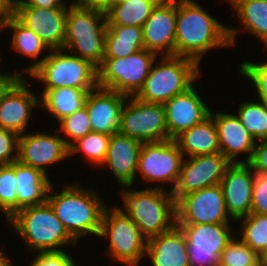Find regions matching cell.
<instances>
[{
	"mask_svg": "<svg viewBox=\"0 0 267 266\" xmlns=\"http://www.w3.org/2000/svg\"><path fill=\"white\" fill-rule=\"evenodd\" d=\"M6 223L21 236L30 252L65 251L63 247L66 245L78 243L57 218L47 201L18 210Z\"/></svg>",
	"mask_w": 267,
	"mask_h": 266,
	"instance_id": "3",
	"label": "cell"
},
{
	"mask_svg": "<svg viewBox=\"0 0 267 266\" xmlns=\"http://www.w3.org/2000/svg\"><path fill=\"white\" fill-rule=\"evenodd\" d=\"M15 162L0 165V212L6 221L17 212Z\"/></svg>",
	"mask_w": 267,
	"mask_h": 266,
	"instance_id": "35",
	"label": "cell"
},
{
	"mask_svg": "<svg viewBox=\"0 0 267 266\" xmlns=\"http://www.w3.org/2000/svg\"><path fill=\"white\" fill-rule=\"evenodd\" d=\"M177 0H161L142 26L144 48L175 56Z\"/></svg>",
	"mask_w": 267,
	"mask_h": 266,
	"instance_id": "17",
	"label": "cell"
},
{
	"mask_svg": "<svg viewBox=\"0 0 267 266\" xmlns=\"http://www.w3.org/2000/svg\"><path fill=\"white\" fill-rule=\"evenodd\" d=\"M254 180L249 163H231L225 171L220 186L227 211L235 221L251 214Z\"/></svg>",
	"mask_w": 267,
	"mask_h": 266,
	"instance_id": "19",
	"label": "cell"
},
{
	"mask_svg": "<svg viewBox=\"0 0 267 266\" xmlns=\"http://www.w3.org/2000/svg\"><path fill=\"white\" fill-rule=\"evenodd\" d=\"M161 0H119L107 12V25L140 26Z\"/></svg>",
	"mask_w": 267,
	"mask_h": 266,
	"instance_id": "31",
	"label": "cell"
},
{
	"mask_svg": "<svg viewBox=\"0 0 267 266\" xmlns=\"http://www.w3.org/2000/svg\"><path fill=\"white\" fill-rule=\"evenodd\" d=\"M236 12L241 29L267 44V0H225Z\"/></svg>",
	"mask_w": 267,
	"mask_h": 266,
	"instance_id": "30",
	"label": "cell"
},
{
	"mask_svg": "<svg viewBox=\"0 0 267 266\" xmlns=\"http://www.w3.org/2000/svg\"><path fill=\"white\" fill-rule=\"evenodd\" d=\"M1 57V56H0ZM0 62H1V60H0ZM0 66L2 67V64H0ZM1 67H0V75H11V73L9 72H1L2 70H1Z\"/></svg>",
	"mask_w": 267,
	"mask_h": 266,
	"instance_id": "49",
	"label": "cell"
},
{
	"mask_svg": "<svg viewBox=\"0 0 267 266\" xmlns=\"http://www.w3.org/2000/svg\"><path fill=\"white\" fill-rule=\"evenodd\" d=\"M187 240L190 266H219V257L235 236L232 224H176Z\"/></svg>",
	"mask_w": 267,
	"mask_h": 266,
	"instance_id": "13",
	"label": "cell"
},
{
	"mask_svg": "<svg viewBox=\"0 0 267 266\" xmlns=\"http://www.w3.org/2000/svg\"><path fill=\"white\" fill-rule=\"evenodd\" d=\"M26 78L12 76L0 89V127L19 136L26 133L33 119L32 109L40 108V98L28 88Z\"/></svg>",
	"mask_w": 267,
	"mask_h": 266,
	"instance_id": "14",
	"label": "cell"
},
{
	"mask_svg": "<svg viewBox=\"0 0 267 266\" xmlns=\"http://www.w3.org/2000/svg\"><path fill=\"white\" fill-rule=\"evenodd\" d=\"M174 140L184 158L220 153L217 128L210 115L201 123L183 131Z\"/></svg>",
	"mask_w": 267,
	"mask_h": 266,
	"instance_id": "26",
	"label": "cell"
},
{
	"mask_svg": "<svg viewBox=\"0 0 267 266\" xmlns=\"http://www.w3.org/2000/svg\"><path fill=\"white\" fill-rule=\"evenodd\" d=\"M231 162L221 153L184 158L172 191L175 201L182 195L220 184Z\"/></svg>",
	"mask_w": 267,
	"mask_h": 266,
	"instance_id": "15",
	"label": "cell"
},
{
	"mask_svg": "<svg viewBox=\"0 0 267 266\" xmlns=\"http://www.w3.org/2000/svg\"><path fill=\"white\" fill-rule=\"evenodd\" d=\"M142 142L120 132L111 135L104 165L110 168L120 186L135 185Z\"/></svg>",
	"mask_w": 267,
	"mask_h": 266,
	"instance_id": "22",
	"label": "cell"
},
{
	"mask_svg": "<svg viewBox=\"0 0 267 266\" xmlns=\"http://www.w3.org/2000/svg\"><path fill=\"white\" fill-rule=\"evenodd\" d=\"M238 29L218 21L194 0H177L175 56L201 65L207 51L233 47Z\"/></svg>",
	"mask_w": 267,
	"mask_h": 266,
	"instance_id": "1",
	"label": "cell"
},
{
	"mask_svg": "<svg viewBox=\"0 0 267 266\" xmlns=\"http://www.w3.org/2000/svg\"><path fill=\"white\" fill-rule=\"evenodd\" d=\"M262 62L244 60L241 62L239 72L254 84L257 99L267 103V63Z\"/></svg>",
	"mask_w": 267,
	"mask_h": 266,
	"instance_id": "38",
	"label": "cell"
},
{
	"mask_svg": "<svg viewBox=\"0 0 267 266\" xmlns=\"http://www.w3.org/2000/svg\"><path fill=\"white\" fill-rule=\"evenodd\" d=\"M15 176L17 180V211L47 201L49 188L53 185L48 176L19 161L15 162Z\"/></svg>",
	"mask_w": 267,
	"mask_h": 266,
	"instance_id": "25",
	"label": "cell"
},
{
	"mask_svg": "<svg viewBox=\"0 0 267 266\" xmlns=\"http://www.w3.org/2000/svg\"><path fill=\"white\" fill-rule=\"evenodd\" d=\"M237 221L242 222L239 227L240 240L259 255L267 248V215L251 213Z\"/></svg>",
	"mask_w": 267,
	"mask_h": 266,
	"instance_id": "34",
	"label": "cell"
},
{
	"mask_svg": "<svg viewBox=\"0 0 267 266\" xmlns=\"http://www.w3.org/2000/svg\"><path fill=\"white\" fill-rule=\"evenodd\" d=\"M58 125L57 130L68 147L92 131L86 106L60 120Z\"/></svg>",
	"mask_w": 267,
	"mask_h": 266,
	"instance_id": "36",
	"label": "cell"
},
{
	"mask_svg": "<svg viewBox=\"0 0 267 266\" xmlns=\"http://www.w3.org/2000/svg\"><path fill=\"white\" fill-rule=\"evenodd\" d=\"M158 55L147 49L124 58L103 59L98 70V87L135 96L143 87Z\"/></svg>",
	"mask_w": 267,
	"mask_h": 266,
	"instance_id": "9",
	"label": "cell"
},
{
	"mask_svg": "<svg viewBox=\"0 0 267 266\" xmlns=\"http://www.w3.org/2000/svg\"><path fill=\"white\" fill-rule=\"evenodd\" d=\"M68 7L44 9L15 6L14 16L31 29L50 50L63 49Z\"/></svg>",
	"mask_w": 267,
	"mask_h": 266,
	"instance_id": "18",
	"label": "cell"
},
{
	"mask_svg": "<svg viewBox=\"0 0 267 266\" xmlns=\"http://www.w3.org/2000/svg\"><path fill=\"white\" fill-rule=\"evenodd\" d=\"M12 77V75H0V89Z\"/></svg>",
	"mask_w": 267,
	"mask_h": 266,
	"instance_id": "48",
	"label": "cell"
},
{
	"mask_svg": "<svg viewBox=\"0 0 267 266\" xmlns=\"http://www.w3.org/2000/svg\"><path fill=\"white\" fill-rule=\"evenodd\" d=\"M196 83L184 93L175 95L163 104L166 115L168 139H175L183 131L201 123L211 108L200 97Z\"/></svg>",
	"mask_w": 267,
	"mask_h": 266,
	"instance_id": "20",
	"label": "cell"
},
{
	"mask_svg": "<svg viewBox=\"0 0 267 266\" xmlns=\"http://www.w3.org/2000/svg\"><path fill=\"white\" fill-rule=\"evenodd\" d=\"M237 111L243 127L256 141L267 139V103L261 100L244 101Z\"/></svg>",
	"mask_w": 267,
	"mask_h": 266,
	"instance_id": "32",
	"label": "cell"
},
{
	"mask_svg": "<svg viewBox=\"0 0 267 266\" xmlns=\"http://www.w3.org/2000/svg\"><path fill=\"white\" fill-rule=\"evenodd\" d=\"M9 258L10 257L3 252V249H0V266H13L14 263H12Z\"/></svg>",
	"mask_w": 267,
	"mask_h": 266,
	"instance_id": "46",
	"label": "cell"
},
{
	"mask_svg": "<svg viewBox=\"0 0 267 266\" xmlns=\"http://www.w3.org/2000/svg\"><path fill=\"white\" fill-rule=\"evenodd\" d=\"M12 29V41L10 43L13 51L22 54L26 58L34 59V62L21 71L17 69L12 71V76H26L30 74L37 67V60L41 53L46 49L47 53L50 49L46 44L36 35L31 29L22 24L15 16H12L6 23L0 27L2 29ZM23 71V72H22ZM27 72V73H26ZM25 74V75H22Z\"/></svg>",
	"mask_w": 267,
	"mask_h": 266,
	"instance_id": "27",
	"label": "cell"
},
{
	"mask_svg": "<svg viewBox=\"0 0 267 266\" xmlns=\"http://www.w3.org/2000/svg\"><path fill=\"white\" fill-rule=\"evenodd\" d=\"M144 49L140 26L107 25L103 59L124 58Z\"/></svg>",
	"mask_w": 267,
	"mask_h": 266,
	"instance_id": "29",
	"label": "cell"
},
{
	"mask_svg": "<svg viewBox=\"0 0 267 266\" xmlns=\"http://www.w3.org/2000/svg\"><path fill=\"white\" fill-rule=\"evenodd\" d=\"M88 92L68 87L43 89L40 92V107L59 122L85 106Z\"/></svg>",
	"mask_w": 267,
	"mask_h": 266,
	"instance_id": "28",
	"label": "cell"
},
{
	"mask_svg": "<svg viewBox=\"0 0 267 266\" xmlns=\"http://www.w3.org/2000/svg\"><path fill=\"white\" fill-rule=\"evenodd\" d=\"M54 190L51 185L47 202L69 234L77 242L84 236L98 237L107 205L102 195H98L94 188H83L78 182L65 184L58 194Z\"/></svg>",
	"mask_w": 267,
	"mask_h": 266,
	"instance_id": "2",
	"label": "cell"
},
{
	"mask_svg": "<svg viewBox=\"0 0 267 266\" xmlns=\"http://www.w3.org/2000/svg\"><path fill=\"white\" fill-rule=\"evenodd\" d=\"M209 115L213 118L217 128L220 153L231 163H249L253 156L256 140L243 127L236 113L210 110ZM241 152L245 153L247 157L244 158L245 160L239 159V156L242 155Z\"/></svg>",
	"mask_w": 267,
	"mask_h": 266,
	"instance_id": "21",
	"label": "cell"
},
{
	"mask_svg": "<svg viewBox=\"0 0 267 266\" xmlns=\"http://www.w3.org/2000/svg\"><path fill=\"white\" fill-rule=\"evenodd\" d=\"M106 30L105 12L69 3L63 49L98 68L105 54Z\"/></svg>",
	"mask_w": 267,
	"mask_h": 266,
	"instance_id": "5",
	"label": "cell"
},
{
	"mask_svg": "<svg viewBox=\"0 0 267 266\" xmlns=\"http://www.w3.org/2000/svg\"><path fill=\"white\" fill-rule=\"evenodd\" d=\"M183 160V153L173 139L144 142L139 153L136 178L139 175L148 184L158 182L159 185L154 186L158 189H165L160 182L172 184L169 189L172 192L178 182Z\"/></svg>",
	"mask_w": 267,
	"mask_h": 266,
	"instance_id": "10",
	"label": "cell"
},
{
	"mask_svg": "<svg viewBox=\"0 0 267 266\" xmlns=\"http://www.w3.org/2000/svg\"><path fill=\"white\" fill-rule=\"evenodd\" d=\"M67 3L64 0H15V6L40 7L44 9L68 7Z\"/></svg>",
	"mask_w": 267,
	"mask_h": 266,
	"instance_id": "43",
	"label": "cell"
},
{
	"mask_svg": "<svg viewBox=\"0 0 267 266\" xmlns=\"http://www.w3.org/2000/svg\"><path fill=\"white\" fill-rule=\"evenodd\" d=\"M108 240L111 259L125 266H139L146 255L147 239L121 206H105L99 236Z\"/></svg>",
	"mask_w": 267,
	"mask_h": 266,
	"instance_id": "8",
	"label": "cell"
},
{
	"mask_svg": "<svg viewBox=\"0 0 267 266\" xmlns=\"http://www.w3.org/2000/svg\"><path fill=\"white\" fill-rule=\"evenodd\" d=\"M15 0H0V27L14 16Z\"/></svg>",
	"mask_w": 267,
	"mask_h": 266,
	"instance_id": "45",
	"label": "cell"
},
{
	"mask_svg": "<svg viewBox=\"0 0 267 266\" xmlns=\"http://www.w3.org/2000/svg\"><path fill=\"white\" fill-rule=\"evenodd\" d=\"M251 213L267 215V174L255 173Z\"/></svg>",
	"mask_w": 267,
	"mask_h": 266,
	"instance_id": "40",
	"label": "cell"
},
{
	"mask_svg": "<svg viewBox=\"0 0 267 266\" xmlns=\"http://www.w3.org/2000/svg\"><path fill=\"white\" fill-rule=\"evenodd\" d=\"M111 135L91 131L69 147V157L81 152L85 161L99 167L103 164Z\"/></svg>",
	"mask_w": 267,
	"mask_h": 266,
	"instance_id": "33",
	"label": "cell"
},
{
	"mask_svg": "<svg viewBox=\"0 0 267 266\" xmlns=\"http://www.w3.org/2000/svg\"><path fill=\"white\" fill-rule=\"evenodd\" d=\"M249 164L255 173L267 174V139L256 141Z\"/></svg>",
	"mask_w": 267,
	"mask_h": 266,
	"instance_id": "42",
	"label": "cell"
},
{
	"mask_svg": "<svg viewBox=\"0 0 267 266\" xmlns=\"http://www.w3.org/2000/svg\"><path fill=\"white\" fill-rule=\"evenodd\" d=\"M176 224H231L220 184L180 196L175 201Z\"/></svg>",
	"mask_w": 267,
	"mask_h": 266,
	"instance_id": "12",
	"label": "cell"
},
{
	"mask_svg": "<svg viewBox=\"0 0 267 266\" xmlns=\"http://www.w3.org/2000/svg\"><path fill=\"white\" fill-rule=\"evenodd\" d=\"M145 256L150 258L152 266H190L187 240L177 225L149 238Z\"/></svg>",
	"mask_w": 267,
	"mask_h": 266,
	"instance_id": "24",
	"label": "cell"
},
{
	"mask_svg": "<svg viewBox=\"0 0 267 266\" xmlns=\"http://www.w3.org/2000/svg\"><path fill=\"white\" fill-rule=\"evenodd\" d=\"M261 265L259 255L234 236L223 249L219 257V266H253Z\"/></svg>",
	"mask_w": 267,
	"mask_h": 266,
	"instance_id": "37",
	"label": "cell"
},
{
	"mask_svg": "<svg viewBox=\"0 0 267 266\" xmlns=\"http://www.w3.org/2000/svg\"><path fill=\"white\" fill-rule=\"evenodd\" d=\"M156 61L143 87L135 95L137 99L165 104L175 95L184 93L192 87L201 75L199 64L190 58L160 56Z\"/></svg>",
	"mask_w": 267,
	"mask_h": 266,
	"instance_id": "6",
	"label": "cell"
},
{
	"mask_svg": "<svg viewBox=\"0 0 267 266\" xmlns=\"http://www.w3.org/2000/svg\"><path fill=\"white\" fill-rule=\"evenodd\" d=\"M123 188L125 189L119 192L123 199L122 209L147 240L168 232L176 225L175 199L172 192L154 188L152 185L146 189L135 190L131 185Z\"/></svg>",
	"mask_w": 267,
	"mask_h": 266,
	"instance_id": "4",
	"label": "cell"
},
{
	"mask_svg": "<svg viewBox=\"0 0 267 266\" xmlns=\"http://www.w3.org/2000/svg\"><path fill=\"white\" fill-rule=\"evenodd\" d=\"M18 138L16 133L0 127V165L18 161Z\"/></svg>",
	"mask_w": 267,
	"mask_h": 266,
	"instance_id": "39",
	"label": "cell"
},
{
	"mask_svg": "<svg viewBox=\"0 0 267 266\" xmlns=\"http://www.w3.org/2000/svg\"><path fill=\"white\" fill-rule=\"evenodd\" d=\"M28 76L41 81L43 89L68 87L91 91L98 87L97 67L64 49L50 50L39 57L37 67Z\"/></svg>",
	"mask_w": 267,
	"mask_h": 266,
	"instance_id": "7",
	"label": "cell"
},
{
	"mask_svg": "<svg viewBox=\"0 0 267 266\" xmlns=\"http://www.w3.org/2000/svg\"><path fill=\"white\" fill-rule=\"evenodd\" d=\"M29 266H78L71 254L66 251L39 252Z\"/></svg>",
	"mask_w": 267,
	"mask_h": 266,
	"instance_id": "41",
	"label": "cell"
},
{
	"mask_svg": "<svg viewBox=\"0 0 267 266\" xmlns=\"http://www.w3.org/2000/svg\"><path fill=\"white\" fill-rule=\"evenodd\" d=\"M259 263L261 266H267V248L259 254Z\"/></svg>",
	"mask_w": 267,
	"mask_h": 266,
	"instance_id": "47",
	"label": "cell"
},
{
	"mask_svg": "<svg viewBox=\"0 0 267 266\" xmlns=\"http://www.w3.org/2000/svg\"><path fill=\"white\" fill-rule=\"evenodd\" d=\"M118 1L119 0H73V2L70 3L106 13Z\"/></svg>",
	"mask_w": 267,
	"mask_h": 266,
	"instance_id": "44",
	"label": "cell"
},
{
	"mask_svg": "<svg viewBox=\"0 0 267 266\" xmlns=\"http://www.w3.org/2000/svg\"><path fill=\"white\" fill-rule=\"evenodd\" d=\"M119 132L142 143L167 140L168 130L163 104L128 96L121 110Z\"/></svg>",
	"mask_w": 267,
	"mask_h": 266,
	"instance_id": "11",
	"label": "cell"
},
{
	"mask_svg": "<svg viewBox=\"0 0 267 266\" xmlns=\"http://www.w3.org/2000/svg\"><path fill=\"white\" fill-rule=\"evenodd\" d=\"M69 157V147L58 130L24 133L18 138V161L48 176V168ZM49 165V166H48Z\"/></svg>",
	"mask_w": 267,
	"mask_h": 266,
	"instance_id": "16",
	"label": "cell"
},
{
	"mask_svg": "<svg viewBox=\"0 0 267 266\" xmlns=\"http://www.w3.org/2000/svg\"><path fill=\"white\" fill-rule=\"evenodd\" d=\"M128 96L96 87L88 92L85 106L93 132L113 135L119 132L120 114Z\"/></svg>",
	"mask_w": 267,
	"mask_h": 266,
	"instance_id": "23",
	"label": "cell"
}]
</instances>
